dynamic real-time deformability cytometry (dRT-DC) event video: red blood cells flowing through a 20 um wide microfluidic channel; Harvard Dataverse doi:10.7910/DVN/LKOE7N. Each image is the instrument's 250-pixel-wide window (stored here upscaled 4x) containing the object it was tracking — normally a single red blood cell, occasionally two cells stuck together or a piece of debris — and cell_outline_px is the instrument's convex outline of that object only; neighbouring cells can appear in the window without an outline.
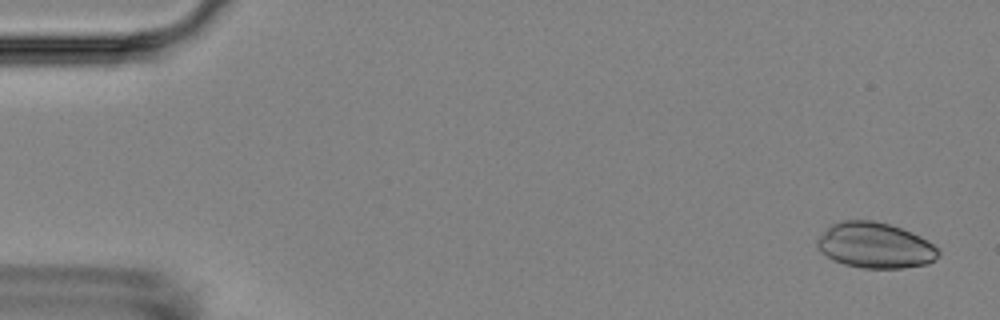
{"species": "Egyptian fruit bat (a non-hibernating species)", "species_latin": "Rousettus aegyptiacus", "temperature_condition": "room temperature", "stored_images_in_passage": 5, "camera_frame_rate_fps": 3000, "um_per_image_px": 0.085, "animal": {"sex": "female"}, "frame": {"image": 1, "passage_image": 1, "time_ms": 0.0, "image_size_px": [1000, 320], "cell_outline_px": [[940, 256], [936, 260], [928, 264], [900, 268], [864, 268], [844, 264], [832, 260], [820, 252], [816, 244], [816, 240], [832, 224], [840, 220], [872, 220], [888, 224], [912, 232], [928, 240], [940, 252]], "centroid_in_image_um": [74.39, 20.86], "position_along_channel_um": 10.6, "area_um2": 32.31}}